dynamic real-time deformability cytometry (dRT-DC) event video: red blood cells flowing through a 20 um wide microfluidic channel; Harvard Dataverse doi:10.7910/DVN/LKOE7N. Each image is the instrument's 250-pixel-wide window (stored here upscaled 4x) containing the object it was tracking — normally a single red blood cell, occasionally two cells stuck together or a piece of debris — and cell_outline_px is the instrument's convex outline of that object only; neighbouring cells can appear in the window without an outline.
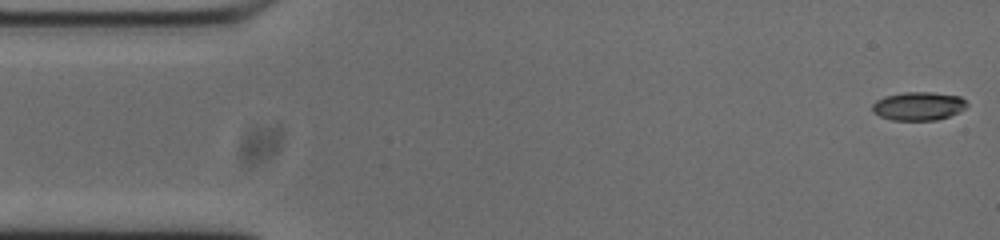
{"species": "common noctule bat (a hibernating species)", "species_latin": "Nyctalus noctula", "temperature_condition": "cold", "stored_images_in_passage": 53, "camera_frame_rate_fps": 3000, "um_per_image_px": 0.085, "animal": {"sex": "male", "body_mass_g": 20.0, "forearm_length_mm": 53.3}, "frame": {"image": 1, "passage_image": 1, "time_ms": 0.0, "image_size_px": [1000, 240], "cell_outline_px": [[968, 104], [960, 112], [936, 120], [892, 120], [880, 116], [872, 112], [872, 104], [876, 100], [884, 96], [904, 92], [932, 92], [960, 96]], "centroid_in_image_um": [78.05, 9.01], "position_along_channel_um": 7.0, "area_um2": 15.72}}
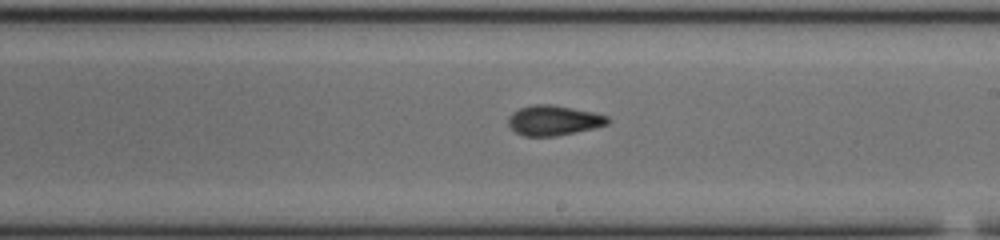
{"frame": {"image": 2, "passage_image": 29, "time_ms": 9.333, "image_size_px": [1000, 240], "cell_outline_px": [[612, 120], [608, 124], [592, 128], [556, 136], [524, 136], [516, 132], [508, 124], [508, 116], [512, 112], [520, 108], [532, 104], [552, 104], [592, 112], [608, 116]], "centroid_in_image_um": [47.05, 10.22], "position_along_channel_um": 242.0, "area_um2": 17.34}}
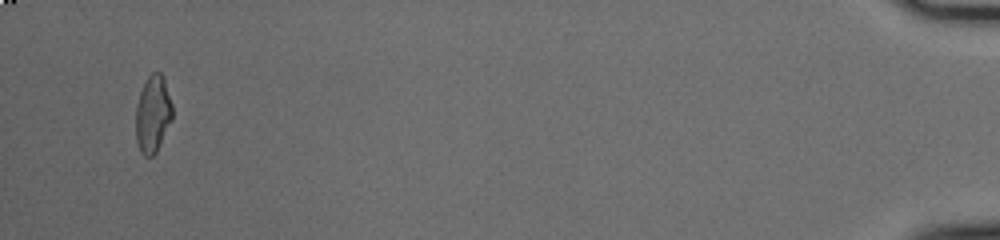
{"frame": {"image": 3, "passage_image": 51, "time_ms": 16.667, "image_size_px": [1000, 240], "cell_outline_px": [[172, 120], [156, 152], [152, 156], [144, 156], [140, 152], [136, 140], [136, 104], [140, 92], [148, 76], [152, 72], [160, 72], [164, 76], [172, 104]], "centroid_in_image_um": [12.99, 9.68], "position_along_channel_um": 422.2, "area_um2": 16.53}, "authors_computed_cell_mechanics": {"area_um2": 16.762, "velocity_mm_per_s": 3.7616, "shape_relaxation_time_tau1_ms": 11.1625, "shape_relaxation_time_tau2_ms": 2.4312, "deformation_change_tau1": 0.2833, "deformation_change_tau2": 0.0896}}